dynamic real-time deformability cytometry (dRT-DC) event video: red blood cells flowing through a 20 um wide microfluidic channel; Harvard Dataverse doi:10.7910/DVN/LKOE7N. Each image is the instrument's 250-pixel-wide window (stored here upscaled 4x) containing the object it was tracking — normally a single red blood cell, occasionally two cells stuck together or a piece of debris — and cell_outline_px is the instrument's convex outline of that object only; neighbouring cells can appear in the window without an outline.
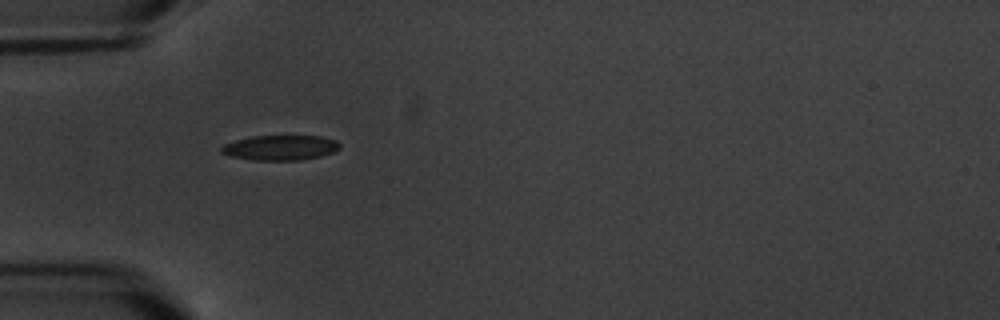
{"species": "common noctule bat (a hibernating species)", "species_latin": "Nyctalus noctula", "temperature_condition": "warm", "stored_images_in_passage": 2, "camera_frame_rate_fps": 3000, "um_per_image_px": 0.085, "animal": {"sex": "male", "body_mass_g": 20.1, "forearm_length_mm": 53.5}, "frame": {"image": 1, "passage_image": 1, "time_ms": 0.0, "image_size_px": [1000, 320], "cell_outline_px": [[340, 148], [332, 152], [320, 156], [300, 160], [252, 160], [232, 156], [220, 152], [220, 148], [224, 144], [236, 140], [252, 136], [320, 136], [336, 140], [340, 144]], "centroid_in_image_um": [23.82, 12.55], "position_along_channel_um": 61.2, "area_um2": 17.17}}